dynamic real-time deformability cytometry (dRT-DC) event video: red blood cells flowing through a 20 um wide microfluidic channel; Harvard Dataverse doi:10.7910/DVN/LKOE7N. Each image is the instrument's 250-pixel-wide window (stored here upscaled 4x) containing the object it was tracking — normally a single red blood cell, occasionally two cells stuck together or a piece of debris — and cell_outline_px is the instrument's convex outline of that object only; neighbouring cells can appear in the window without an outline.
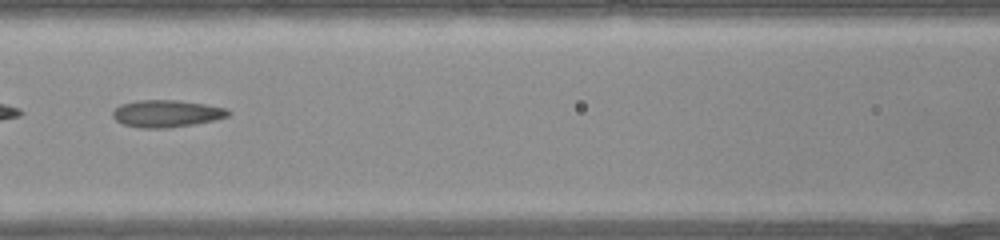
{"species": "common noctule bat (a hibernating species)", "species_latin": "Nyctalus noctula", "temperature_condition": "warm", "stored_images_in_passage": 34, "camera_frame_rate_fps": 3000, "um_per_image_px": 0.085, "animal": {"sex": "female", "body_mass_g": 22.0, "forearm_length_mm": 56.7}, "frame": {"image": 1, "passage_image": 13, "time_ms": 4.0, "image_size_px": [1000, 240], "cell_outline_px": [[232, 112], [228, 116], [212, 120], [192, 124], [168, 128], [140, 128], [124, 124], [116, 120], [112, 116], [112, 112], [120, 104], [140, 100], [176, 100], [204, 104], [228, 108]], "centroid_in_image_um": [14.15, 9.65], "position_along_channel_um": 152.4, "area_um2": 18.15}}
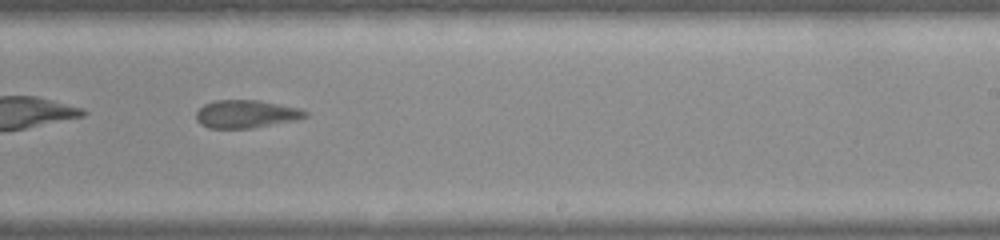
{"frame": {"image": 2, "passage_image": 20, "time_ms": 6.333, "image_size_px": [1000, 240], "cell_outline_px": [[308, 116], [300, 120], [252, 128], [208, 128], [200, 124], [196, 120], [196, 112], [204, 104], [216, 100], [260, 100], [300, 108], [308, 112]], "centroid_in_image_um": [20.96, 9.69], "position_along_channel_um": 268.0, "area_um2": 18.03}}
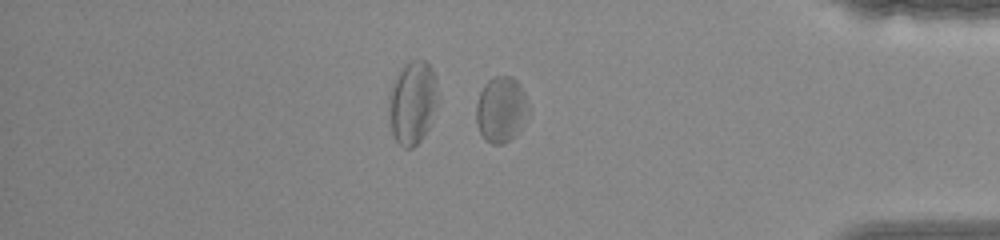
{"frame": {"image": 3, "passage_image": 29, "time_ms": 9.333, "image_size_px": [1000, 240], "cell_outline_px": [[528, 108], [520, 128], [508, 140], [500, 144], [492, 144], [480, 132], [476, 124], [476, 104], [480, 92], [484, 84], [488, 80], [496, 76], [512, 76], [520, 84], [524, 92], [528, 104]], "centroid_in_image_um": [42.56, 9.25], "position_along_channel_um": 392.6, "area_um2": 19.59}}